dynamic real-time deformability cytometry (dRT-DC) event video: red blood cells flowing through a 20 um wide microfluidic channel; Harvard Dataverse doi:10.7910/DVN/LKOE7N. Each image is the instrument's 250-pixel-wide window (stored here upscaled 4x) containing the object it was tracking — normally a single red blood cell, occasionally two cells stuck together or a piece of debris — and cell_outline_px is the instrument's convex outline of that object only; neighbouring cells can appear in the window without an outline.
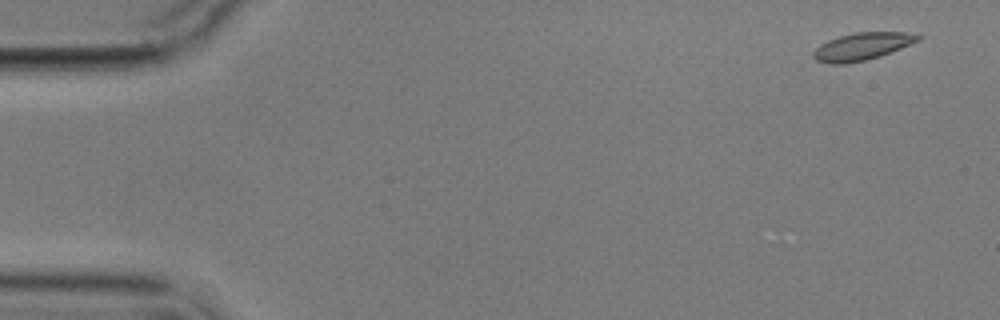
{"species": "common noctule bat (a hibernating species)", "species_latin": "Nyctalus noctula", "temperature_condition": "cold", "stored_images_in_passage": 5, "camera_frame_rate_fps": 3000, "um_per_image_px": 0.085, "animal": {"sex": "male", "body_mass_g": 17.9}, "frame": {"image": 1, "passage_image": 1, "time_ms": 0.0, "image_size_px": [1000, 320], "cell_outline_px": [[924, 36], [920, 40], [880, 56], [864, 60], [844, 64], [832, 64], [816, 60], [812, 56], [812, 52], [820, 44], [828, 40], [840, 36], [856, 32], [908, 32]], "centroid_in_image_um": [73.28, 3.94], "position_along_channel_um": 11.7, "area_um2": 16.65}}
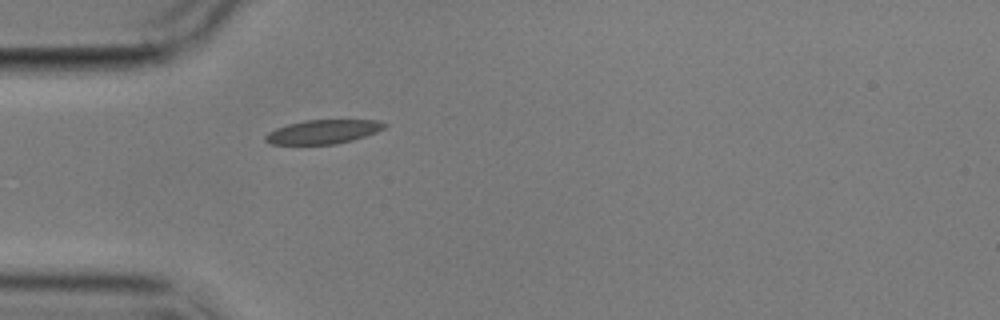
{"frame": {"image": 2, "passage_image": 5, "time_ms": 4.667, "image_size_px": [1000, 320], "cell_outline_px": [[388, 124], [384, 128], [376, 132], [352, 140], [336, 144], [272, 144], [264, 140], [264, 136], [268, 132], [276, 128], [288, 124], [304, 120], [376, 120]], "centroid_in_image_um": [27.44, 11.19], "position_along_channel_um": 57.6, "area_um2": 16.53}}